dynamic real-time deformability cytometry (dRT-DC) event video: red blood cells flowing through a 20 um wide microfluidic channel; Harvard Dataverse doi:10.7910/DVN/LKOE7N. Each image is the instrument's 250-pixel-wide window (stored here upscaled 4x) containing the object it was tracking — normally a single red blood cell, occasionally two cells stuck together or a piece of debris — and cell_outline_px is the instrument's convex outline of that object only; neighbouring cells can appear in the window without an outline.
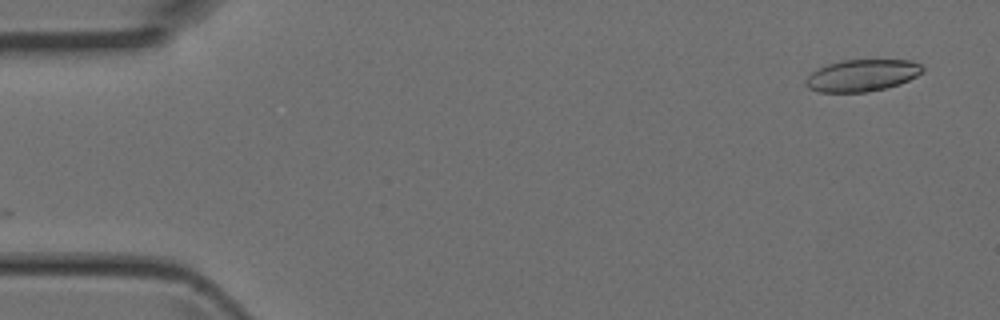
{"species": "Egyptian fruit bat (a non-hibernating species)", "species_latin": "Rousettus aegyptiacus", "temperature_condition": "room temperature", "stored_images_in_passage": 2, "camera_frame_rate_fps": 3000, "um_per_image_px": 0.085, "animal": {"sex": "female"}, "frame": {"image": 1, "passage_image": 2, "time_ms": 0.333, "image_size_px": [1000, 320], "cell_outline_px": [[924, 68], [916, 76], [900, 84], [884, 88], [864, 92], [820, 92], [808, 88], [804, 84], [804, 80], [812, 72], [828, 64], [840, 60], [912, 60], [920, 64]], "centroid_in_image_um": [73.25, 6.41], "position_along_channel_um": 11.8, "area_um2": 21.56}}